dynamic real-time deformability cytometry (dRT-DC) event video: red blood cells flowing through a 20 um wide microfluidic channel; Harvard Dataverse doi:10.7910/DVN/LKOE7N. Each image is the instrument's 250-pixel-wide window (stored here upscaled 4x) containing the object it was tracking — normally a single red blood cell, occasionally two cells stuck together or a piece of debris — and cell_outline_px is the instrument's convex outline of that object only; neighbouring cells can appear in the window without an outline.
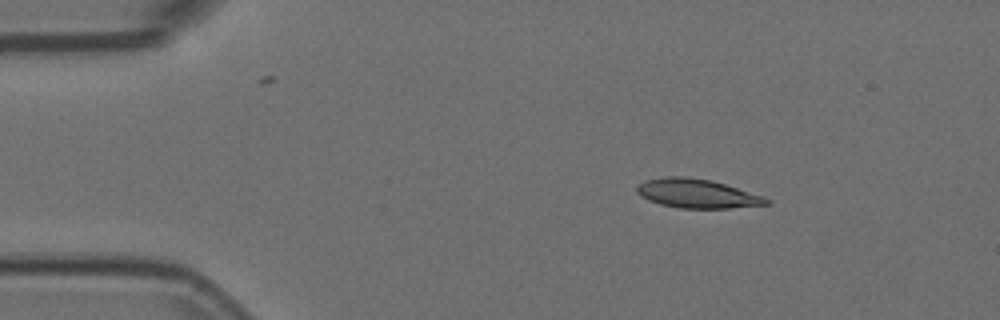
{"species": "Egyptian fruit bat (a non-hibernating species)", "species_latin": "Rousettus aegyptiacus", "temperature_condition": "room temperature", "stored_images_in_passage": 4, "camera_frame_rate_fps": 3000, "um_per_image_px": 0.085, "animal": {"sex": "female"}, "frame": {"image": 1, "passage_image": 3, "time_ms": 0.667, "image_size_px": [1000, 320], "cell_outline_px": [[772, 204], [728, 208], [680, 208], [660, 204], [648, 200], [640, 196], [636, 192], [636, 188], [644, 180], [664, 176], [684, 176], [712, 180], [764, 196], [772, 200]], "centroid_in_image_um": [59.26, 16.45], "position_along_channel_um": 25.7, "area_um2": 22.08}}